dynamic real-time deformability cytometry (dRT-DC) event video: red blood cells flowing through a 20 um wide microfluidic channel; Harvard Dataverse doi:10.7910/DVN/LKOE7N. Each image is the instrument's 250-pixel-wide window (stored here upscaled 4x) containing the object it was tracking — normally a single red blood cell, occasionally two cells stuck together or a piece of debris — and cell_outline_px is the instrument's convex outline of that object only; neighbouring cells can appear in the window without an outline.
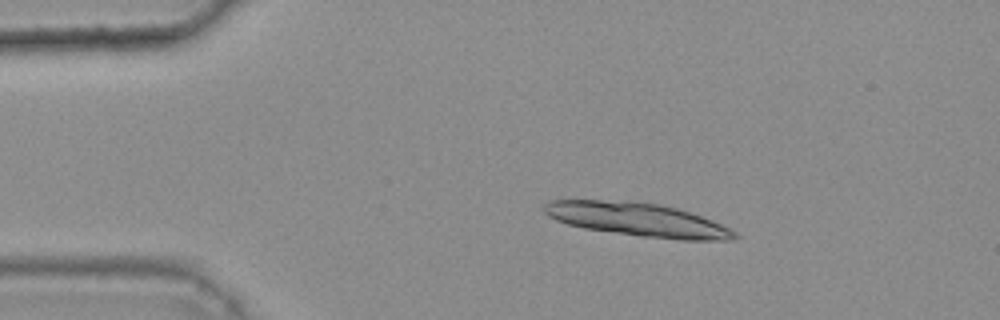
{"species": "common noctule bat (a hibernating species)", "species_latin": "Nyctalus noctula", "temperature_condition": "warm", "stored_images_in_passage": 10, "camera_frame_rate_fps": 3000, "um_per_image_px": 0.085, "animal": {"sex": "female", "body_mass_g": 25.1}, "frame": {"image": 1, "passage_image": 1, "time_ms": 0.0, "image_size_px": [1000, 320], "cell_outline_px": [[740, 236], [736, 240], [680, 240], [640, 236], [584, 228], [568, 224], [556, 220], [548, 216], [544, 212], [544, 204], [548, 200], [632, 200], [660, 204], [676, 208], [712, 220], [736, 232]], "centroid_in_image_um": [54.2, 18.66], "position_along_channel_um": 30.8, "area_um2": 37.28}}